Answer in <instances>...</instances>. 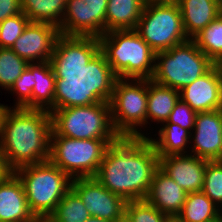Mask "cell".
<instances>
[{
	"mask_svg": "<svg viewBox=\"0 0 222 222\" xmlns=\"http://www.w3.org/2000/svg\"><path fill=\"white\" fill-rule=\"evenodd\" d=\"M13 173L23 185L34 216H50L71 189L72 179L50 161L27 165Z\"/></svg>",
	"mask_w": 222,
	"mask_h": 222,
	"instance_id": "7",
	"label": "cell"
},
{
	"mask_svg": "<svg viewBox=\"0 0 222 222\" xmlns=\"http://www.w3.org/2000/svg\"><path fill=\"white\" fill-rule=\"evenodd\" d=\"M134 30L155 53L189 40L176 2L146 1Z\"/></svg>",
	"mask_w": 222,
	"mask_h": 222,
	"instance_id": "10",
	"label": "cell"
},
{
	"mask_svg": "<svg viewBox=\"0 0 222 222\" xmlns=\"http://www.w3.org/2000/svg\"><path fill=\"white\" fill-rule=\"evenodd\" d=\"M85 222H117V221H109V220H104L98 217L90 216Z\"/></svg>",
	"mask_w": 222,
	"mask_h": 222,
	"instance_id": "36",
	"label": "cell"
},
{
	"mask_svg": "<svg viewBox=\"0 0 222 222\" xmlns=\"http://www.w3.org/2000/svg\"><path fill=\"white\" fill-rule=\"evenodd\" d=\"M155 52L134 29L111 30L83 53V78L96 86L111 78L152 79Z\"/></svg>",
	"mask_w": 222,
	"mask_h": 222,
	"instance_id": "1",
	"label": "cell"
},
{
	"mask_svg": "<svg viewBox=\"0 0 222 222\" xmlns=\"http://www.w3.org/2000/svg\"><path fill=\"white\" fill-rule=\"evenodd\" d=\"M9 173V171L7 170L4 160H3V156L0 150V180H2L7 174Z\"/></svg>",
	"mask_w": 222,
	"mask_h": 222,
	"instance_id": "34",
	"label": "cell"
},
{
	"mask_svg": "<svg viewBox=\"0 0 222 222\" xmlns=\"http://www.w3.org/2000/svg\"><path fill=\"white\" fill-rule=\"evenodd\" d=\"M105 33L111 30L135 29L146 0H108Z\"/></svg>",
	"mask_w": 222,
	"mask_h": 222,
	"instance_id": "20",
	"label": "cell"
},
{
	"mask_svg": "<svg viewBox=\"0 0 222 222\" xmlns=\"http://www.w3.org/2000/svg\"><path fill=\"white\" fill-rule=\"evenodd\" d=\"M187 192L160 167L156 170L146 200L162 213L175 219L181 212Z\"/></svg>",
	"mask_w": 222,
	"mask_h": 222,
	"instance_id": "17",
	"label": "cell"
},
{
	"mask_svg": "<svg viewBox=\"0 0 222 222\" xmlns=\"http://www.w3.org/2000/svg\"><path fill=\"white\" fill-rule=\"evenodd\" d=\"M176 3L188 39H193L222 13V6L214 0H177Z\"/></svg>",
	"mask_w": 222,
	"mask_h": 222,
	"instance_id": "19",
	"label": "cell"
},
{
	"mask_svg": "<svg viewBox=\"0 0 222 222\" xmlns=\"http://www.w3.org/2000/svg\"><path fill=\"white\" fill-rule=\"evenodd\" d=\"M28 222H54L50 216H34Z\"/></svg>",
	"mask_w": 222,
	"mask_h": 222,
	"instance_id": "35",
	"label": "cell"
},
{
	"mask_svg": "<svg viewBox=\"0 0 222 222\" xmlns=\"http://www.w3.org/2000/svg\"><path fill=\"white\" fill-rule=\"evenodd\" d=\"M116 140L51 136L49 161L71 179L94 177L106 150Z\"/></svg>",
	"mask_w": 222,
	"mask_h": 222,
	"instance_id": "9",
	"label": "cell"
},
{
	"mask_svg": "<svg viewBox=\"0 0 222 222\" xmlns=\"http://www.w3.org/2000/svg\"><path fill=\"white\" fill-rule=\"evenodd\" d=\"M108 0H68L59 26L63 41L82 54L105 34Z\"/></svg>",
	"mask_w": 222,
	"mask_h": 222,
	"instance_id": "11",
	"label": "cell"
},
{
	"mask_svg": "<svg viewBox=\"0 0 222 222\" xmlns=\"http://www.w3.org/2000/svg\"><path fill=\"white\" fill-rule=\"evenodd\" d=\"M50 217L54 222H85L90 214L81 198L70 189Z\"/></svg>",
	"mask_w": 222,
	"mask_h": 222,
	"instance_id": "26",
	"label": "cell"
},
{
	"mask_svg": "<svg viewBox=\"0 0 222 222\" xmlns=\"http://www.w3.org/2000/svg\"><path fill=\"white\" fill-rule=\"evenodd\" d=\"M216 161H218V162H221V163H222V148H221V151H220L219 158H218Z\"/></svg>",
	"mask_w": 222,
	"mask_h": 222,
	"instance_id": "39",
	"label": "cell"
},
{
	"mask_svg": "<svg viewBox=\"0 0 222 222\" xmlns=\"http://www.w3.org/2000/svg\"><path fill=\"white\" fill-rule=\"evenodd\" d=\"M51 136L74 139H118L105 92L84 78L50 112Z\"/></svg>",
	"mask_w": 222,
	"mask_h": 222,
	"instance_id": "3",
	"label": "cell"
},
{
	"mask_svg": "<svg viewBox=\"0 0 222 222\" xmlns=\"http://www.w3.org/2000/svg\"><path fill=\"white\" fill-rule=\"evenodd\" d=\"M146 1H165V2H176L177 0H146Z\"/></svg>",
	"mask_w": 222,
	"mask_h": 222,
	"instance_id": "37",
	"label": "cell"
},
{
	"mask_svg": "<svg viewBox=\"0 0 222 222\" xmlns=\"http://www.w3.org/2000/svg\"><path fill=\"white\" fill-rule=\"evenodd\" d=\"M163 125L158 131L159 137H157V140L152 137L149 138L158 157L187 154L186 150L189 147L187 144L191 140V132L168 121H165Z\"/></svg>",
	"mask_w": 222,
	"mask_h": 222,
	"instance_id": "23",
	"label": "cell"
},
{
	"mask_svg": "<svg viewBox=\"0 0 222 222\" xmlns=\"http://www.w3.org/2000/svg\"><path fill=\"white\" fill-rule=\"evenodd\" d=\"M28 64L26 60L14 53L11 48L0 47V87L8 91L27 68Z\"/></svg>",
	"mask_w": 222,
	"mask_h": 222,
	"instance_id": "27",
	"label": "cell"
},
{
	"mask_svg": "<svg viewBox=\"0 0 222 222\" xmlns=\"http://www.w3.org/2000/svg\"><path fill=\"white\" fill-rule=\"evenodd\" d=\"M155 61L152 80L179 91L215 65L192 39L167 51L155 53Z\"/></svg>",
	"mask_w": 222,
	"mask_h": 222,
	"instance_id": "8",
	"label": "cell"
},
{
	"mask_svg": "<svg viewBox=\"0 0 222 222\" xmlns=\"http://www.w3.org/2000/svg\"><path fill=\"white\" fill-rule=\"evenodd\" d=\"M21 12V0H0V23Z\"/></svg>",
	"mask_w": 222,
	"mask_h": 222,
	"instance_id": "33",
	"label": "cell"
},
{
	"mask_svg": "<svg viewBox=\"0 0 222 222\" xmlns=\"http://www.w3.org/2000/svg\"><path fill=\"white\" fill-rule=\"evenodd\" d=\"M99 87L108 97L118 135L145 137L138 129L147 124L148 79L111 78Z\"/></svg>",
	"mask_w": 222,
	"mask_h": 222,
	"instance_id": "6",
	"label": "cell"
},
{
	"mask_svg": "<svg viewBox=\"0 0 222 222\" xmlns=\"http://www.w3.org/2000/svg\"><path fill=\"white\" fill-rule=\"evenodd\" d=\"M222 216V210L202 191L187 193L177 222H214Z\"/></svg>",
	"mask_w": 222,
	"mask_h": 222,
	"instance_id": "21",
	"label": "cell"
},
{
	"mask_svg": "<svg viewBox=\"0 0 222 222\" xmlns=\"http://www.w3.org/2000/svg\"><path fill=\"white\" fill-rule=\"evenodd\" d=\"M33 217L21 181L9 172L0 180V221L28 222Z\"/></svg>",
	"mask_w": 222,
	"mask_h": 222,
	"instance_id": "18",
	"label": "cell"
},
{
	"mask_svg": "<svg viewBox=\"0 0 222 222\" xmlns=\"http://www.w3.org/2000/svg\"><path fill=\"white\" fill-rule=\"evenodd\" d=\"M179 97L196 113L222 109V73L218 64L182 88Z\"/></svg>",
	"mask_w": 222,
	"mask_h": 222,
	"instance_id": "14",
	"label": "cell"
},
{
	"mask_svg": "<svg viewBox=\"0 0 222 222\" xmlns=\"http://www.w3.org/2000/svg\"><path fill=\"white\" fill-rule=\"evenodd\" d=\"M180 99L179 90L148 80L147 123L148 119L164 123L169 119L176 102Z\"/></svg>",
	"mask_w": 222,
	"mask_h": 222,
	"instance_id": "22",
	"label": "cell"
},
{
	"mask_svg": "<svg viewBox=\"0 0 222 222\" xmlns=\"http://www.w3.org/2000/svg\"><path fill=\"white\" fill-rule=\"evenodd\" d=\"M32 75V109L51 112L83 78V54L72 49L61 60L32 63Z\"/></svg>",
	"mask_w": 222,
	"mask_h": 222,
	"instance_id": "5",
	"label": "cell"
},
{
	"mask_svg": "<svg viewBox=\"0 0 222 222\" xmlns=\"http://www.w3.org/2000/svg\"><path fill=\"white\" fill-rule=\"evenodd\" d=\"M202 192L222 210V163L207 161Z\"/></svg>",
	"mask_w": 222,
	"mask_h": 222,
	"instance_id": "29",
	"label": "cell"
},
{
	"mask_svg": "<svg viewBox=\"0 0 222 222\" xmlns=\"http://www.w3.org/2000/svg\"><path fill=\"white\" fill-rule=\"evenodd\" d=\"M71 189L81 198L90 216L117 222L125 219L127 201L106 189L95 177L72 179Z\"/></svg>",
	"mask_w": 222,
	"mask_h": 222,
	"instance_id": "13",
	"label": "cell"
},
{
	"mask_svg": "<svg viewBox=\"0 0 222 222\" xmlns=\"http://www.w3.org/2000/svg\"><path fill=\"white\" fill-rule=\"evenodd\" d=\"M125 220L127 222H170L172 219L146 199H142L127 201Z\"/></svg>",
	"mask_w": 222,
	"mask_h": 222,
	"instance_id": "28",
	"label": "cell"
},
{
	"mask_svg": "<svg viewBox=\"0 0 222 222\" xmlns=\"http://www.w3.org/2000/svg\"><path fill=\"white\" fill-rule=\"evenodd\" d=\"M30 22L23 12L2 21L0 23V47L11 48Z\"/></svg>",
	"mask_w": 222,
	"mask_h": 222,
	"instance_id": "30",
	"label": "cell"
},
{
	"mask_svg": "<svg viewBox=\"0 0 222 222\" xmlns=\"http://www.w3.org/2000/svg\"><path fill=\"white\" fill-rule=\"evenodd\" d=\"M214 222H222V216L220 218H218L216 221Z\"/></svg>",
	"mask_w": 222,
	"mask_h": 222,
	"instance_id": "42",
	"label": "cell"
},
{
	"mask_svg": "<svg viewBox=\"0 0 222 222\" xmlns=\"http://www.w3.org/2000/svg\"><path fill=\"white\" fill-rule=\"evenodd\" d=\"M11 49L28 63L61 60L72 50L59 27L39 22H30Z\"/></svg>",
	"mask_w": 222,
	"mask_h": 222,
	"instance_id": "12",
	"label": "cell"
},
{
	"mask_svg": "<svg viewBox=\"0 0 222 222\" xmlns=\"http://www.w3.org/2000/svg\"><path fill=\"white\" fill-rule=\"evenodd\" d=\"M159 157L148 137L120 136L105 152L94 176L126 201L146 199Z\"/></svg>",
	"mask_w": 222,
	"mask_h": 222,
	"instance_id": "2",
	"label": "cell"
},
{
	"mask_svg": "<svg viewBox=\"0 0 222 222\" xmlns=\"http://www.w3.org/2000/svg\"><path fill=\"white\" fill-rule=\"evenodd\" d=\"M51 132L49 111L4 106L0 150L7 170L49 161Z\"/></svg>",
	"mask_w": 222,
	"mask_h": 222,
	"instance_id": "4",
	"label": "cell"
},
{
	"mask_svg": "<svg viewBox=\"0 0 222 222\" xmlns=\"http://www.w3.org/2000/svg\"><path fill=\"white\" fill-rule=\"evenodd\" d=\"M196 112L184 101L179 99L170 113L169 123H175L193 134Z\"/></svg>",
	"mask_w": 222,
	"mask_h": 222,
	"instance_id": "32",
	"label": "cell"
},
{
	"mask_svg": "<svg viewBox=\"0 0 222 222\" xmlns=\"http://www.w3.org/2000/svg\"><path fill=\"white\" fill-rule=\"evenodd\" d=\"M36 82L32 75V63L22 72L20 77L15 81L9 89L12 94H16L17 100L14 108L32 109V90Z\"/></svg>",
	"mask_w": 222,
	"mask_h": 222,
	"instance_id": "31",
	"label": "cell"
},
{
	"mask_svg": "<svg viewBox=\"0 0 222 222\" xmlns=\"http://www.w3.org/2000/svg\"><path fill=\"white\" fill-rule=\"evenodd\" d=\"M215 2H217L220 6H222V0H214Z\"/></svg>",
	"mask_w": 222,
	"mask_h": 222,
	"instance_id": "41",
	"label": "cell"
},
{
	"mask_svg": "<svg viewBox=\"0 0 222 222\" xmlns=\"http://www.w3.org/2000/svg\"><path fill=\"white\" fill-rule=\"evenodd\" d=\"M218 66H219L221 73H222V60L218 63Z\"/></svg>",
	"mask_w": 222,
	"mask_h": 222,
	"instance_id": "40",
	"label": "cell"
},
{
	"mask_svg": "<svg viewBox=\"0 0 222 222\" xmlns=\"http://www.w3.org/2000/svg\"><path fill=\"white\" fill-rule=\"evenodd\" d=\"M4 106H5L4 104L0 103V119H1V115H2V112H3Z\"/></svg>",
	"mask_w": 222,
	"mask_h": 222,
	"instance_id": "38",
	"label": "cell"
},
{
	"mask_svg": "<svg viewBox=\"0 0 222 222\" xmlns=\"http://www.w3.org/2000/svg\"><path fill=\"white\" fill-rule=\"evenodd\" d=\"M193 130L190 154L208 161L217 160L222 148V109L197 113Z\"/></svg>",
	"mask_w": 222,
	"mask_h": 222,
	"instance_id": "15",
	"label": "cell"
},
{
	"mask_svg": "<svg viewBox=\"0 0 222 222\" xmlns=\"http://www.w3.org/2000/svg\"><path fill=\"white\" fill-rule=\"evenodd\" d=\"M215 64L222 60V13L192 39Z\"/></svg>",
	"mask_w": 222,
	"mask_h": 222,
	"instance_id": "25",
	"label": "cell"
},
{
	"mask_svg": "<svg viewBox=\"0 0 222 222\" xmlns=\"http://www.w3.org/2000/svg\"><path fill=\"white\" fill-rule=\"evenodd\" d=\"M66 10V0H21V11L31 22L60 26Z\"/></svg>",
	"mask_w": 222,
	"mask_h": 222,
	"instance_id": "24",
	"label": "cell"
},
{
	"mask_svg": "<svg viewBox=\"0 0 222 222\" xmlns=\"http://www.w3.org/2000/svg\"><path fill=\"white\" fill-rule=\"evenodd\" d=\"M206 159L192 154L159 157V167L187 193L202 191Z\"/></svg>",
	"mask_w": 222,
	"mask_h": 222,
	"instance_id": "16",
	"label": "cell"
}]
</instances>
